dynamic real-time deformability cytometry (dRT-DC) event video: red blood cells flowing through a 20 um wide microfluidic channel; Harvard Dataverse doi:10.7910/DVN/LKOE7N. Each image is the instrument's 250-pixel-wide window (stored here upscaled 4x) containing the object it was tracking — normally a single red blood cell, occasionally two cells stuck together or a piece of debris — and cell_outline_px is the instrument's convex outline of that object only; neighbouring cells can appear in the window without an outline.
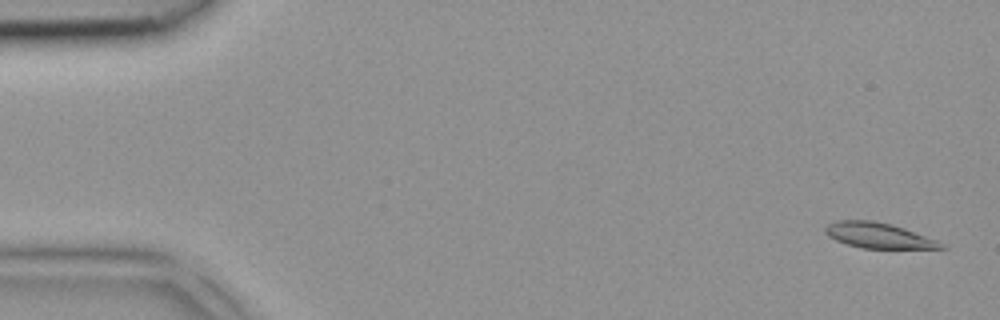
{"species": "common noctule bat (a hibernating species)", "species_latin": "Nyctalus noctula", "temperature_condition": "room temperature", "stored_images_in_passage": 4, "camera_frame_rate_fps": 3000, "um_per_image_px": 0.085, "animal": {"sex": "female", "body_mass_g": 18.4}, "frame": {"image": 1, "passage_image": 1, "time_ms": 0.0, "image_size_px": [1000, 320], "cell_outline_px": [[948, 248], [864, 248], [848, 244], [836, 240], [828, 236], [824, 232], [824, 228], [828, 224], [836, 220], [872, 220], [892, 224], [904, 228], [936, 240], [944, 244]], "centroid_in_image_um": [74.64, 20.0], "position_along_channel_um": 10.4, "area_um2": 16.99}}
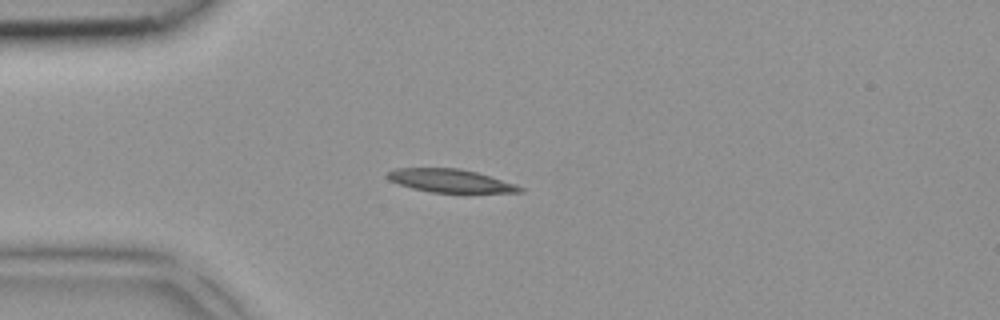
{"frame": {"image": 2, "passage_image": 4, "time_ms": 1.0, "image_size_px": [1000, 320], "cell_outline_px": [[524, 192], [432, 192], [412, 188], [388, 180], [384, 176], [388, 172], [396, 168], [460, 168], [476, 172], [516, 184], [524, 188]], "centroid_in_image_um": [38.25, 15.35], "position_along_channel_um": 46.8, "area_um2": 17.74}}